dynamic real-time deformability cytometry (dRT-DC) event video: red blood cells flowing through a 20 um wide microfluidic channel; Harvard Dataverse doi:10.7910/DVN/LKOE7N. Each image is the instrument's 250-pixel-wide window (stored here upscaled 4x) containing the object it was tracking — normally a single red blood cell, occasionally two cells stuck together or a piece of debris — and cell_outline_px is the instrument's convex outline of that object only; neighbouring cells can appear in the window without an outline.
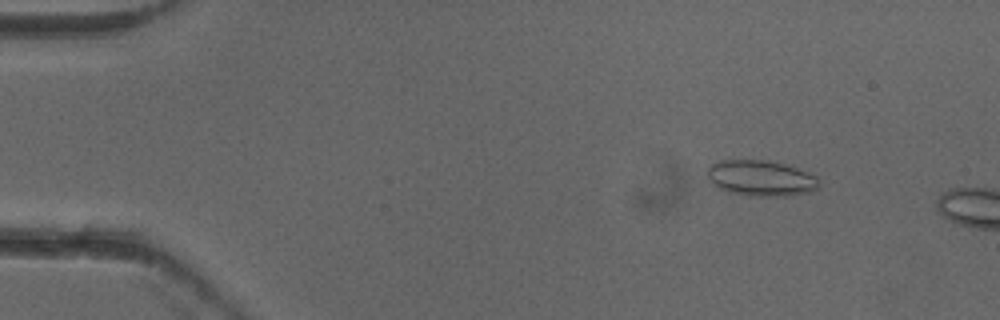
{"species": "common noctule bat (a hibernating species)", "species_latin": "Nyctalus noctula", "temperature_condition": "cold", "stored_images_in_passage": 11, "camera_frame_rate_fps": 3000, "um_per_image_px": 0.085, "animal": {"sex": "female"}, "frame": {"image": 1, "passage_image": 7, "time_ms": 2.0, "image_size_px": [1000, 320], "cell_outline_px": [[820, 188], [812, 192], [792, 196], [752, 196], [728, 192], [712, 184], [708, 176], [708, 168], [712, 164], [720, 160], [768, 160], [784, 164], [796, 168], [816, 176], [820, 180]], "centroid_in_image_um": [64.73, 15.16], "position_along_channel_um": 20.3, "area_um2": 23.47}}